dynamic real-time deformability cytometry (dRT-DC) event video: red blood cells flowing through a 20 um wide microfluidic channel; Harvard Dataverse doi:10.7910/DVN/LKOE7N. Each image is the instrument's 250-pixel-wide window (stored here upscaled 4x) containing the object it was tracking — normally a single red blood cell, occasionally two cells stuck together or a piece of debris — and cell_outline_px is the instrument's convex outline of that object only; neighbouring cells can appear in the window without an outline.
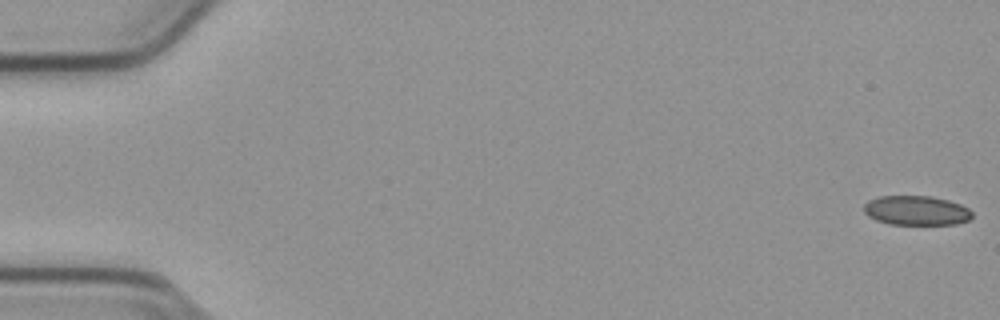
{"species": "common noctule bat (a hibernating species)", "species_latin": "Nyctalus noctula", "temperature_condition": "cold", "stored_images_in_passage": 55, "camera_frame_rate_fps": 3000, "um_per_image_px": 0.085, "animal": {"sex": "male", "body_mass_g": 23.1, "forearm_length_mm": 52.7}, "frame": {"image": 1, "passage_image": 1, "time_ms": 0.0, "image_size_px": [1000, 320], "cell_outline_px": [[972, 216], [968, 220], [956, 224], [888, 224], [876, 220], [868, 216], [864, 212], [864, 204], [868, 200], [880, 196], [932, 196], [948, 200], [960, 204], [968, 208], [972, 212]], "centroid_in_image_um": [77.87, 17.89], "position_along_channel_um": 7.1, "area_um2": 18.61}}
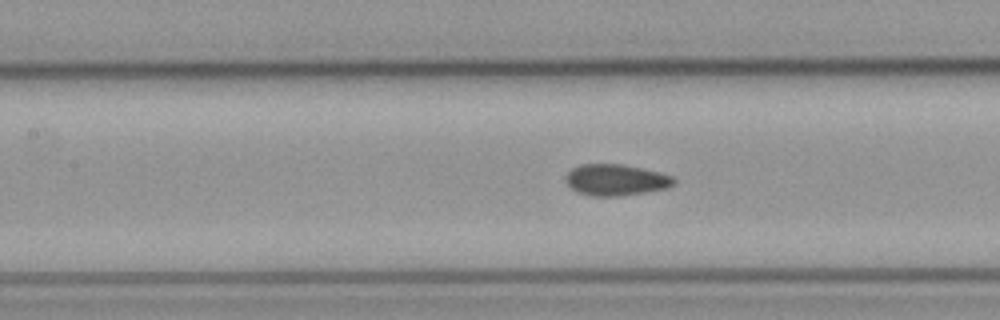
{"frame": {"image": 2, "passage_image": 25, "time_ms": 8.0, "image_size_px": [1000, 320], "cell_outline_px": [[676, 180], [668, 188], [620, 196], [592, 196], [576, 192], [564, 180], [564, 176], [572, 168], [580, 164], [620, 164], [644, 168], [660, 172], [672, 176]], "centroid_in_image_um": [52.32, 15.29], "position_along_channel_um": 155.1, "area_um2": 19.83}}
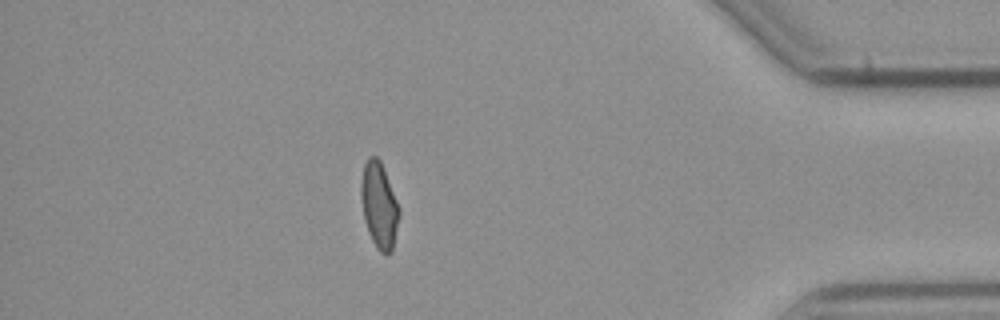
{"frame": {"image": 3, "passage_image": 48, "time_ms": 15.667, "image_size_px": [1000, 320], "cell_outline_px": [[400, 212], [392, 252], [388, 256], [384, 256], [376, 248], [368, 232], [364, 220], [360, 196], [360, 184], [364, 164], [368, 156], [376, 156], [380, 160], [400, 208]], "centroid_in_image_um": [32.22, 17.49], "position_along_channel_um": 403.0, "area_um2": 19.31}, "authors_computed_cell_mechanics": {"area_um2": 19.4208, "velocity_mm_per_s": 3.793, "shape_relaxation_time_tau1_ms": null, "shape_relaxation_time_tau2_ms": 1.8273, "deformation_change_tau1": null, "deformation_change_tau2": 0.0661}}